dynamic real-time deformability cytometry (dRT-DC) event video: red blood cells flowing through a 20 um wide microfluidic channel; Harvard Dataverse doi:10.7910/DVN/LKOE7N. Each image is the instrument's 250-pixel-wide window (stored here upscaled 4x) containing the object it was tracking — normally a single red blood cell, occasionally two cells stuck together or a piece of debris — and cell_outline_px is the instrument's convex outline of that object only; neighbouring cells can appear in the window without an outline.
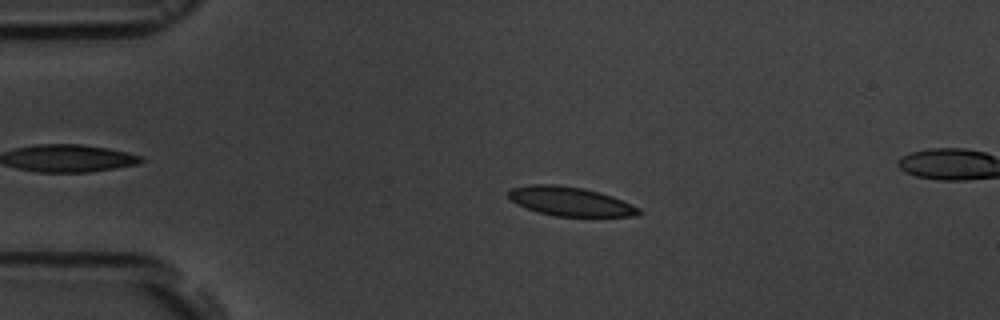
{"species": "common noctule bat (a hibernating species)", "species_latin": "Nyctalus noctula", "temperature_condition": "room temperature", "stored_images_in_passage": 16, "segment_of_instrument_passage": [1, 2], "camera_frame_rate_fps": 3000, "um_per_image_px": 0.085, "animal": {"sex": "male", "body_mass_g": 19.5, "forearm_length_mm": 54.6}, "frame": {"image": 1, "passage_image": 3, "time_ms": 2.333, "image_size_px": [1000, 320], "cell_outline_px": [[644, 212], [632, 216], [556, 216], [540, 212], [516, 204], [508, 196], [508, 192], [512, 188], [528, 184], [556, 184], [584, 188], [600, 192], [612, 196], [640, 208]], "centroid_in_image_um": [48.48, 17.1], "position_along_channel_um": 36.5, "area_um2": 21.96}}
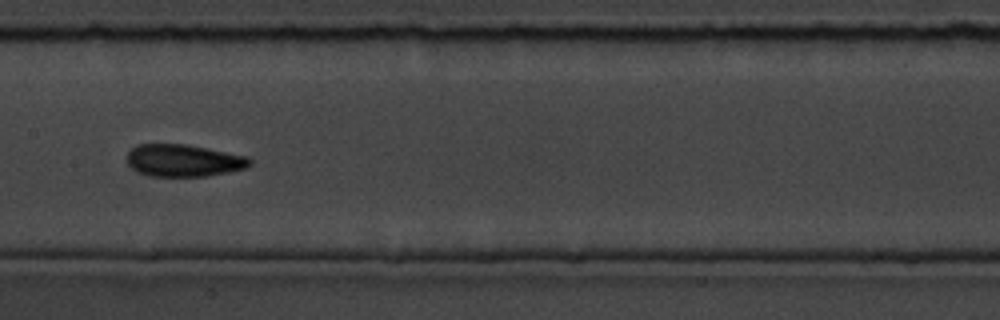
{"frame": {"image": 2, "passage_image": 7, "time_ms": 7.667, "image_size_px": [1000, 320], "cell_outline_px": [[252, 164], [248, 168], [228, 172], [204, 176], [148, 176], [136, 172], [128, 164], [128, 152], [136, 144], [188, 144], [248, 156], [252, 160]], "centroid_in_image_um": [15.62, 13.64], "position_along_channel_um": 191.8, "area_um2": 23.29}}
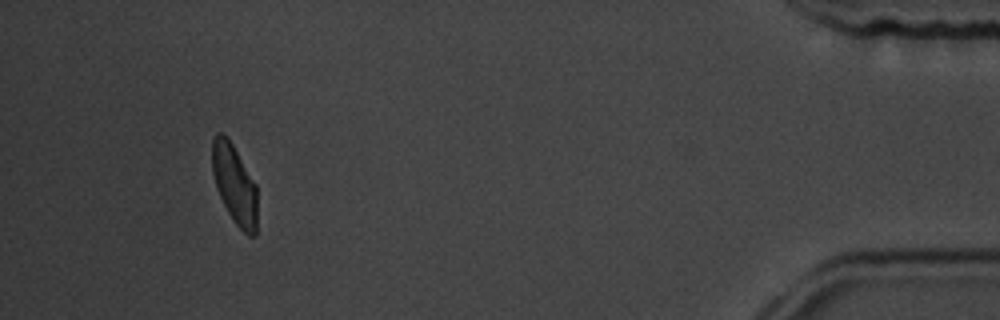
{"frame": {"image": 3, "passage_image": 14, "time_ms": 15.667, "image_size_px": [1000, 320], "cell_outline_px": [[256, 236], [248, 236], [232, 220], [216, 188], [212, 172], [212, 140], [216, 132], [220, 132], [232, 144], [256, 184]], "centroid_in_image_um": [19.92, 15.68], "position_along_channel_um": 415.3, "area_um2": 20.63}}